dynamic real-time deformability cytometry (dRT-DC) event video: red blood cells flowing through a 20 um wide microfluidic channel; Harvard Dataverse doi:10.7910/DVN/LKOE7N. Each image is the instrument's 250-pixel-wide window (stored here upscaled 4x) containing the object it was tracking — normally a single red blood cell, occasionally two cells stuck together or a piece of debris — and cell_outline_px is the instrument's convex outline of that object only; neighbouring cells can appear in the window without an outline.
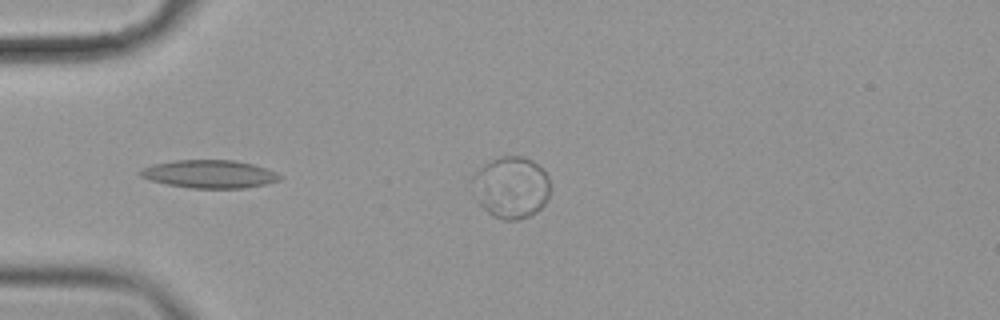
{"species": "common noctule bat (a hibernating species)", "species_latin": "Nyctalus noctula", "temperature_condition": "cold", "stored_images_in_passage": 9, "camera_frame_rate_fps": 3000, "um_per_image_px": 0.085, "animal": {"sex": "female", "body_mass_g": 19.9}, "frame": {"image": 1, "passage_image": 4, "time_ms": 1.0, "image_size_px": [1000, 320], "cell_outline_px": [[284, 176], [280, 180], [264, 184], [244, 188], [188, 188], [168, 184], [152, 180], [140, 176], [136, 172], [140, 168], [152, 164], [176, 160], [232, 160], [252, 164], [276, 172]], "centroid_in_image_um": [17.77, 14.79], "position_along_channel_um": 67.2, "area_um2": 22.77}}
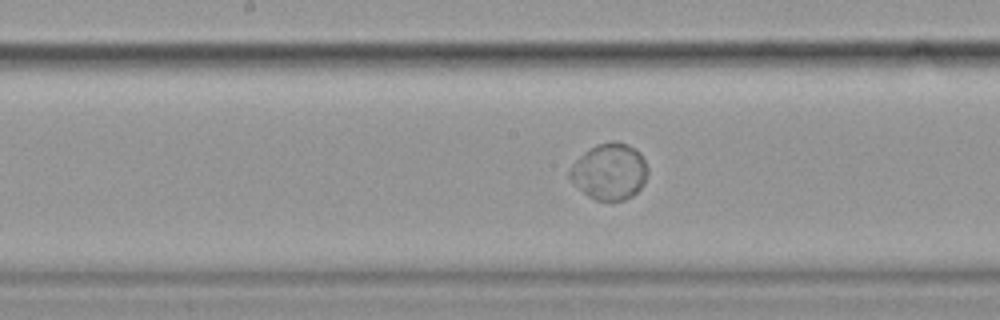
{"frame": {"image": 2, "passage_image": 8, "time_ms": 2.333, "image_size_px": [1000, 320], "cell_outline_px": [[648, 172], [644, 184], [632, 196], [624, 200], [596, 200], [588, 196], [568, 176], [568, 172], [576, 160], [588, 148], [596, 144], [612, 140], [616, 140], [628, 144], [636, 148], [640, 152], [648, 168]], "centroid_in_image_um": [51.83, 14.55], "position_along_channel_um": 196.4, "area_um2": 25.66}}
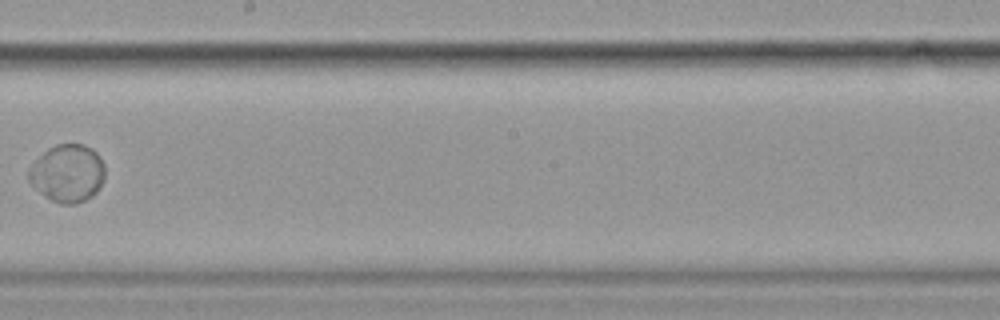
{"frame": {"image": 3, "passage_image": 9, "time_ms": 2.667, "image_size_px": [1000, 320], "cell_outline_px": [[104, 180], [96, 192], [92, 196], [76, 204], [60, 204], [44, 196], [28, 180], [28, 168], [48, 148], [56, 144], [84, 144], [92, 148], [100, 156], [104, 164]], "centroid_in_image_um": [5.75, 14.72], "position_along_channel_um": 242.5, "area_um2": 25.66}}